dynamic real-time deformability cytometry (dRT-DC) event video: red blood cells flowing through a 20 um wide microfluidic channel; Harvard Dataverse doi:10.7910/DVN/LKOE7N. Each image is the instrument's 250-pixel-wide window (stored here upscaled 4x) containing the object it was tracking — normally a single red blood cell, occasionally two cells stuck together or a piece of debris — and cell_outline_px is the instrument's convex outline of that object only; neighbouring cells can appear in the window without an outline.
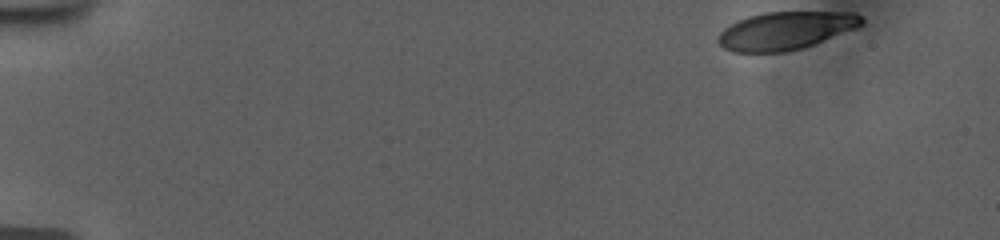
{"species": "human", "species_latin": "Homo sapiens", "temperature_condition": "room temperature", "stored_images_in_passage": 51, "camera_frame_rate_fps": 3000, "um_per_image_px": 0.085, "donor": {"sex": "female"}, "frame": {"image": 1, "passage_image": 1, "time_ms": 0.0, "image_size_px": [1000, 240], "cell_outline_px": [[864, 24], [856, 28], [812, 44], [800, 48], [784, 52], [732, 52], [724, 48], [716, 40], [720, 32], [724, 28], [748, 16], [764, 12], [856, 12], [864, 20]], "centroid_in_image_um": [66.77, 2.6], "position_along_channel_um": 18.2, "area_um2": 31.44}}
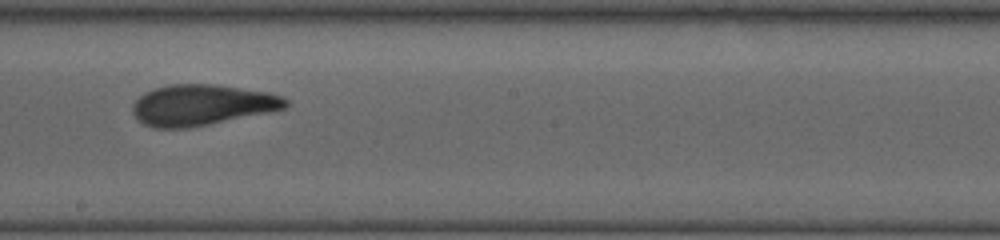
{"frame": {"image": 2, "passage_image": 29, "time_ms": 9.333, "image_size_px": [1000, 240], "cell_outline_px": [[288, 104], [284, 108], [208, 124], [188, 128], [152, 128], [144, 124], [132, 112], [132, 104], [144, 92], [168, 84], [216, 84], [268, 92], [280, 96], [288, 100]], "centroid_in_image_um": [17.1, 8.91], "position_along_channel_um": 231.1, "area_um2": 36.01}}
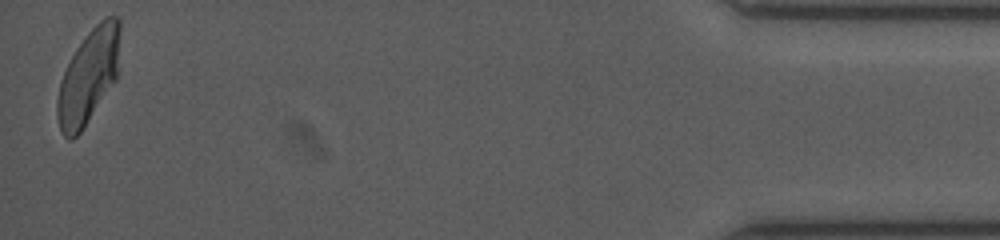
{"frame": {"image": 3, "passage_image": 51, "time_ms": 16.667, "image_size_px": [1000, 240], "cell_outline_px": [[120, 28], [116, 80], [80, 132], [72, 140], [68, 140], [64, 136], [60, 128], [56, 112], [56, 100], [60, 80], [76, 48], [88, 32], [104, 16], [116, 16], [120, 20]], "centroid_in_image_um": [7.51, 6.49], "position_along_channel_um": 427.7, "area_um2": 34.16}, "authors_computed_cell_mechanics": {"area_um2": 35.4314, "velocity_mm_per_s": 3.7424, "shape_relaxation_time_tau1_ms": 4.846, "shape_relaxation_time_tau2_ms": 1.3976, "deformation_change_tau1": 0.192, "deformation_change_tau2": 0.0898}}